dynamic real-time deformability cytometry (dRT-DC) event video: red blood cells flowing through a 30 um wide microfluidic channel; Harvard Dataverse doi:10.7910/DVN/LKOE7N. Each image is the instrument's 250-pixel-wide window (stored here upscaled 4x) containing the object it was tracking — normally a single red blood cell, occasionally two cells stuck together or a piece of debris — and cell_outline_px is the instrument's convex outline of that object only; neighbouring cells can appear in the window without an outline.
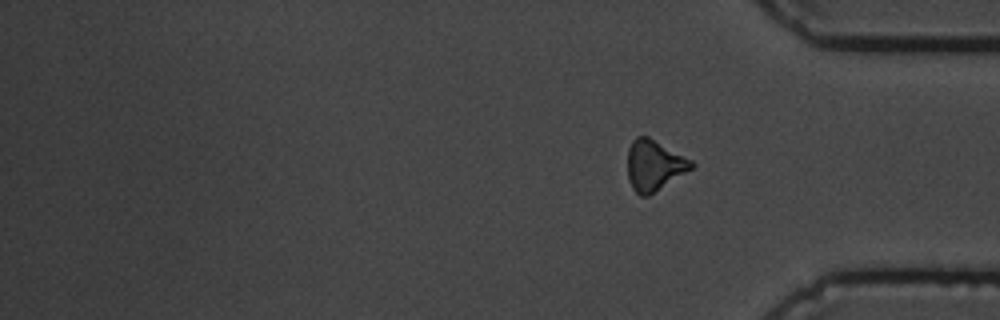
{"species": "common noctule bat (a hibernating species)", "species_latin": "Nyctalus noctula", "temperature_condition": "cold", "stored_images_in_passage": 18, "camera_frame_rate_fps": 3000, "um_per_image_px": 0.085, "animal": {"sex": "male", "body_mass_g": 19.5, "forearm_length_mm": 54.6}, "frame": {"image": 1, "passage_image": 18, "time_ms": 21.333, "image_size_px": [1000, 320], "cell_outline_px": [[696, 164], [692, 168], [648, 196], [640, 196], [632, 188], [628, 180], [628, 148], [632, 140], [636, 136], [648, 136], [692, 160]], "centroid_in_image_um": [55.58, 14.04], "position_along_channel_um": 379.6, "area_um2": 18.73}, "authors_computed_cell_mechanics": {"area_um2": 17.4556, "velocity_mm_per_s": 3.5133, "shape_relaxation_time_tau1_ms": 3.6711, "shape_relaxation_time_tau2_ms": 1.9172, "deformation_change_tau1": 0.074, "deformation_change_tau2": 0.042}}